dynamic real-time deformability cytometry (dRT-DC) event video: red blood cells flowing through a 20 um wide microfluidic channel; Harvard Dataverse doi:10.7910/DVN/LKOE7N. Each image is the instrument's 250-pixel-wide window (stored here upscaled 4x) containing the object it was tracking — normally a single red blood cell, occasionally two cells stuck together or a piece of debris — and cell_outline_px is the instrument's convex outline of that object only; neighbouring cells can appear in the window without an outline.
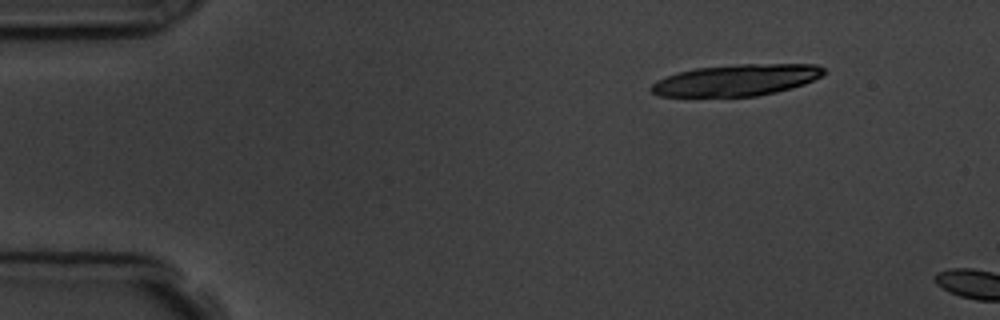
{"species": "common noctule bat (a hibernating species)", "species_latin": "Nyctalus noctula", "temperature_condition": "room temperature", "stored_images_in_passage": 2, "camera_frame_rate_fps": 3000, "um_per_image_px": 0.085, "animal": {"sex": "male", "body_mass_g": 19.5, "forearm_length_mm": 54.6}, "frame": {"image": 1, "passage_image": 1, "time_ms": 0.0, "image_size_px": [1000, 320], "cell_outline_px": [[828, 72], [804, 84], [792, 88], [776, 92], [756, 96], [660, 96], [652, 92], [648, 88], [656, 80], [680, 72], [696, 68], [740, 64], [816, 64], [824, 68]], "centroid_in_image_um": [62.62, 6.81], "position_along_channel_um": 22.4, "area_um2": 31.5}}